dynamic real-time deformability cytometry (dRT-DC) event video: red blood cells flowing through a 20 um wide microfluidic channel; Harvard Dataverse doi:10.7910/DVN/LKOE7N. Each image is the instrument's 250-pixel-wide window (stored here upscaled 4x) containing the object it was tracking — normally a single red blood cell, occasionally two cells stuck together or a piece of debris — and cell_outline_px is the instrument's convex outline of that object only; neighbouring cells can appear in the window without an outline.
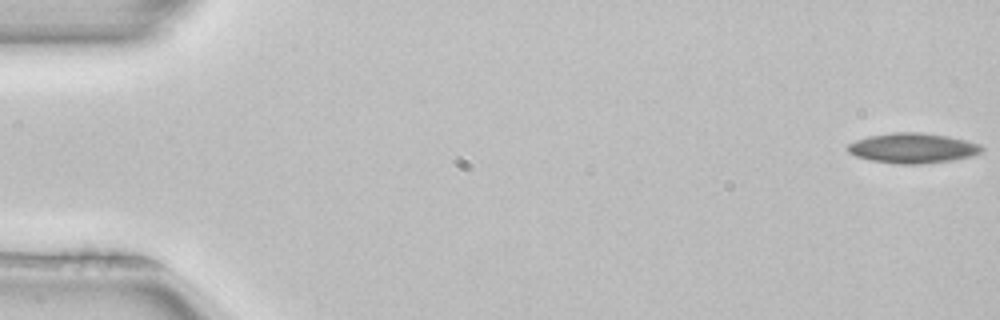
{"species": "common noctule bat (a hibernating species)", "species_latin": "Nyctalus noctula", "temperature_condition": "room temperature", "stored_images_in_passage": 35, "camera_frame_rate_fps": 3000, "um_per_image_px": 0.085, "animal": {"sex": "female", "body_mass_g": 22.7, "forearm_length_mm": 54.2}, "frame": {"image": 1, "passage_image": 1, "time_ms": 0.0, "image_size_px": [1000, 320], "cell_outline_px": [[984, 148], [980, 152], [972, 156], [952, 160], [920, 164], [904, 164], [872, 160], [856, 156], [848, 152], [848, 144], [856, 140], [868, 136], [896, 132], [920, 132], [948, 136], [980, 144]], "centroid_in_image_um": [77.59, 12.58], "position_along_channel_um": 7.4, "area_um2": 23.24}}
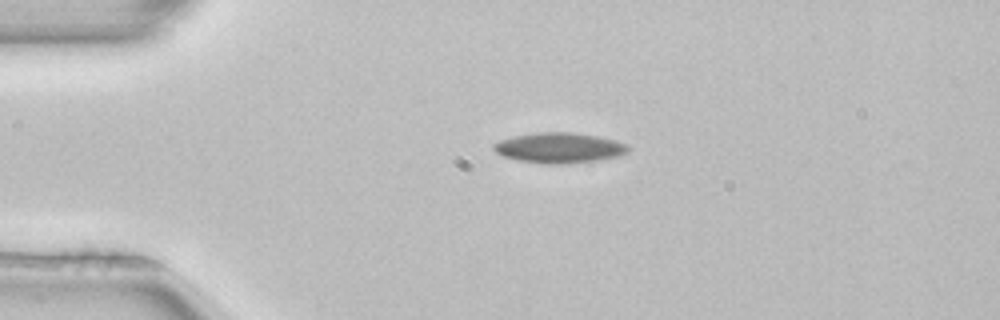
{"frame": {"image": 2, "passage_image": 12, "time_ms": 3.667, "image_size_px": [1000, 320], "cell_outline_px": [[632, 148], [628, 152], [620, 156], [596, 160], [560, 164], [544, 164], [520, 160], [504, 156], [496, 152], [492, 148], [492, 144], [500, 140], [516, 136], [536, 132], [572, 132], [596, 136], [616, 140], [628, 144]], "centroid_in_image_um": [47.58, 12.56], "position_along_channel_um": 37.4, "area_um2": 23.76}}
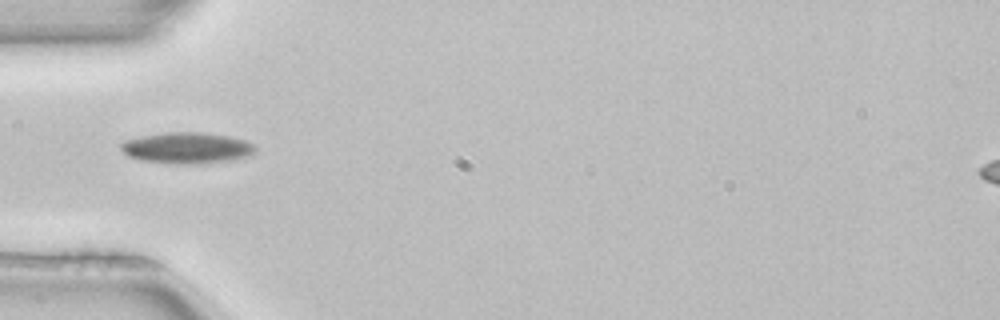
{"frame": {"image": 3, "passage_image": 17, "time_ms": 5.333, "image_size_px": [1000, 320], "cell_outline_px": [[256, 152], [252, 156], [232, 160], [196, 164], [176, 164], [140, 160], [128, 156], [120, 148], [120, 144], [124, 140], [140, 136], [164, 132], [200, 132], [228, 136], [244, 140], [252, 144], [256, 148]], "centroid_in_image_um": [15.89, 12.58], "position_along_channel_um": 69.1, "area_um2": 24.62}}